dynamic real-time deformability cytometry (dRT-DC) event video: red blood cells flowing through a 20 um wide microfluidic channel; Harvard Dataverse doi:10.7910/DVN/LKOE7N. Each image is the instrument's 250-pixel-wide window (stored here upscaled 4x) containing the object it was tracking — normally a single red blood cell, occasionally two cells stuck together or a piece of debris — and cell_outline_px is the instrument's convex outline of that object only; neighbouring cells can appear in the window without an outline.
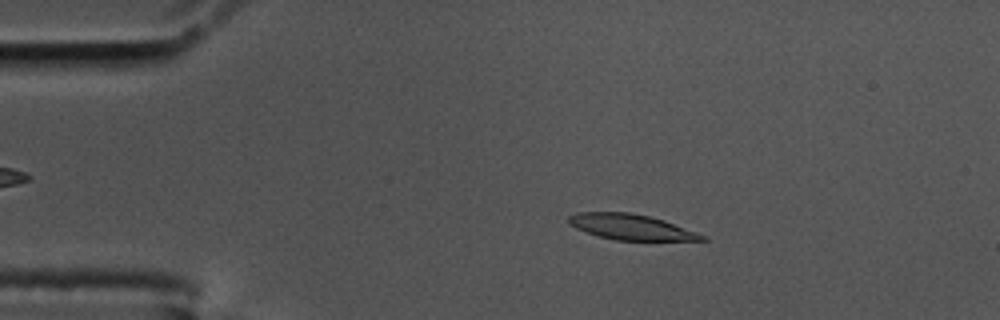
{"species": "common noctule bat (a hibernating species)", "species_latin": "Nyctalus noctula", "temperature_condition": "cold", "stored_images_in_passage": 57, "camera_frame_rate_fps": 3000, "um_per_image_px": 0.085, "animal": {"sex": "male", "body_mass_g": 17.5, "forearm_length_mm": 52.3}, "frame": {"image": 1, "passage_image": 10, "time_ms": 3.0, "image_size_px": [1000, 320], "cell_outline_px": [[708, 240], [616, 240], [596, 236], [576, 228], [568, 224], [568, 216], [576, 212], [628, 212], [648, 216], [664, 220], [708, 236]], "centroid_in_image_um": [53.62, 19.29], "position_along_channel_um": 31.4, "area_um2": 19.88}}
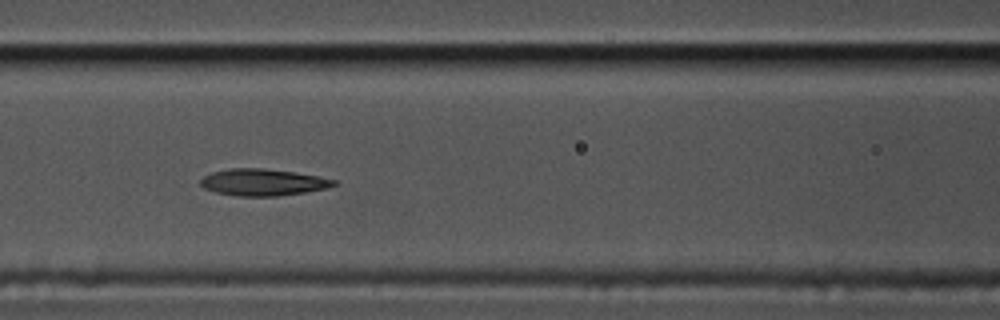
{"frame": {"image": 2, "passage_image": 24, "time_ms": 7.667, "image_size_px": [1000, 320], "cell_outline_px": [[340, 184], [328, 188], [304, 192], [276, 196], [240, 196], [216, 192], [204, 188], [200, 184], [200, 180], [204, 176], [212, 172], [228, 168], [260, 168], [296, 172], [336, 180]], "centroid_in_image_um": [22.36, 15.49], "position_along_channel_um": 144.2, "area_um2": 20.75}}
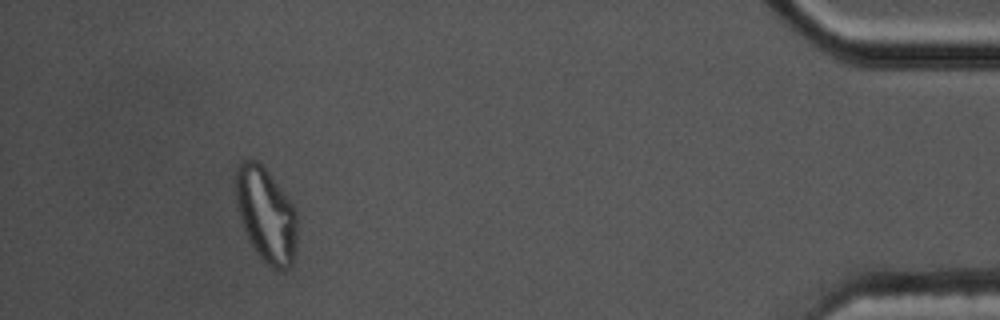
{"frame": {"image": 3, "passage_image": 53, "time_ms": 17.333, "image_size_px": [1000, 320], "cell_outline_px": [[300, 220], [296, 252], [292, 264], [284, 272], [272, 268], [256, 252], [248, 240], [240, 220], [236, 204], [236, 168], [244, 160], [256, 160], [268, 172], [296, 208]], "centroid_in_image_um": [22.67, 18.31], "position_along_channel_um": 412.5, "area_um2": 34.51}, "authors_computed_cell_mechanics": {"area_um2": 21.2704, "velocity_mm_per_s": 3.4305, "shape_relaxation_time_tau1_ms": null, "shape_relaxation_time_tau2_ms": 3.6407, "deformation_change_tau1": null, "deformation_change_tau2": 0.1153}}